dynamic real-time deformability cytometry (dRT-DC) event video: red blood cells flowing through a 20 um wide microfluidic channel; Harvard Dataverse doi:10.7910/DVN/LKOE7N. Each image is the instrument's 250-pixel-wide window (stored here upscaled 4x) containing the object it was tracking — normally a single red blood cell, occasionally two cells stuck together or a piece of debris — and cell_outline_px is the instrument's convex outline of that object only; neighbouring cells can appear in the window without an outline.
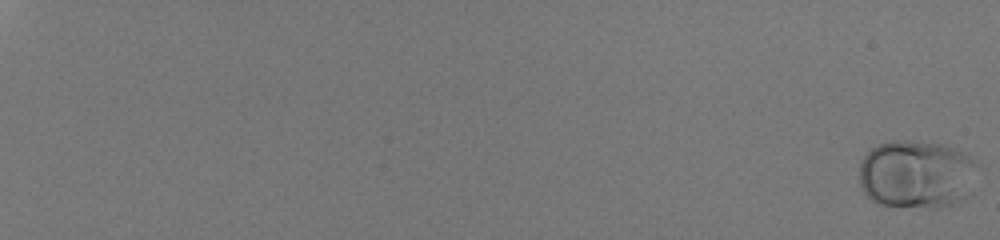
{"species": "human", "species_latin": "Homo sapiens", "temperature_condition": "room temperature", "stored_images_in_passage": 58, "camera_frame_rate_fps": 3000, "um_per_image_px": 0.085, "donor": {"sex": "male"}, "frame": {"image": 1, "passage_image": 1, "time_ms": 0.0, "image_size_px": [1000, 240], "cell_outline_px": [[976, 164], [960, 200], [952, 204], [936, 208], [932, 208], [876, 204], [864, 192], [860, 184], [860, 164], [864, 156], [872, 148], [880, 144], [892, 140], [908, 140], [940, 144], [952, 148], [968, 156]], "centroid_in_image_um": [77.78, 14.8], "position_along_channel_um": 7.2, "area_um2": 45.84}}
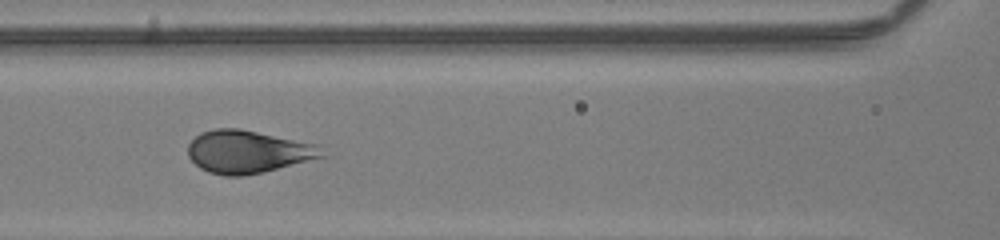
{"frame": {"image": 2, "passage_image": 33, "time_ms": 10.667, "image_size_px": [1000, 240], "cell_outline_px": [[328, 156], [264, 172], [244, 176], [224, 176], [208, 172], [200, 168], [188, 156], [188, 144], [200, 132], [216, 128], [240, 128], [316, 144]], "centroid_in_image_um": [21.07, 12.9], "position_along_channel_um": 145.5, "area_um2": 33.52}}
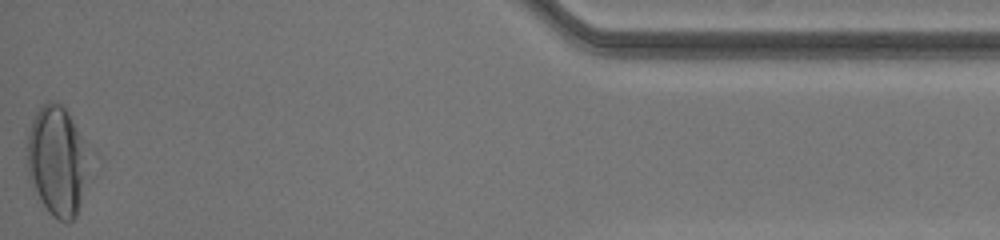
{"frame": {"image": 3, "passage_image": 58, "time_ms": 19.0, "image_size_px": [1000, 240], "cell_outline_px": [[84, 176], [80, 204], [76, 216], [72, 220], [60, 220], [52, 216], [48, 212], [32, 188], [28, 180], [24, 144], [32, 120], [40, 104], [48, 100], [52, 100], [64, 104], [80, 136]], "centroid_in_image_um": [4.69, 13.63], "position_along_channel_um": 430.5, "area_um2": 38.73}, "authors_computed_cell_mechanics": {"area_um2": 36.4718, "velocity_mm_per_s": 4.0743, "shape_relaxation_time_tau1_ms": 2.3126, "shape_relaxation_time_tau2_ms": null, "deformation_change_tau1": 0.1651, "deformation_change_tau2": null}}